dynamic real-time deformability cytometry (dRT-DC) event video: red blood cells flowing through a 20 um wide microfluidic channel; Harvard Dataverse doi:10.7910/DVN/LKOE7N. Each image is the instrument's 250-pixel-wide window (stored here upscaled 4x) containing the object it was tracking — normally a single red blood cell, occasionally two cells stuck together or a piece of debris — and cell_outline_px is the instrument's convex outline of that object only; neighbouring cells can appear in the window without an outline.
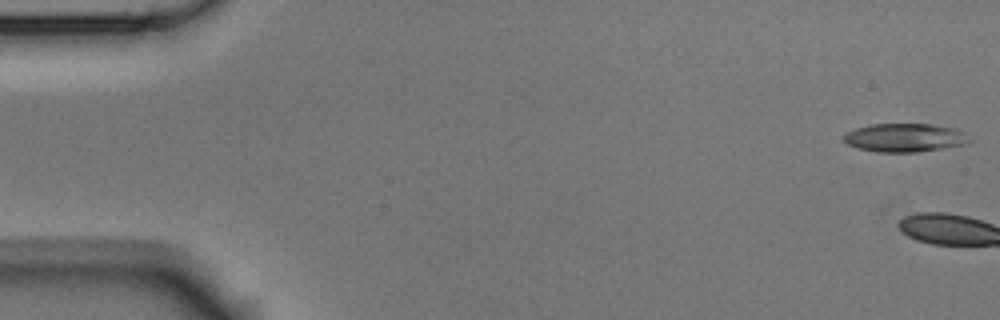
{"species": "Egyptian fruit bat (a non-hibernating species)", "species_latin": "Rousettus aegyptiacus", "temperature_condition": "room temperature", "stored_images_in_passage": 6, "camera_frame_rate_fps": 3000, "um_per_image_px": 0.085, "animal": {"sex": "male"}, "frame": {"image": 1, "passage_image": 1, "time_ms": 0.0, "image_size_px": [1000, 320], "cell_outline_px": [[972, 140], [968, 144], [944, 148], [916, 152], [876, 152], [856, 148], [848, 144], [844, 140], [844, 136], [848, 132], [856, 128], [872, 124], [932, 124], [956, 128], [964, 132]], "centroid_in_image_um": [76.96, 11.7], "position_along_channel_um": 8.0, "area_um2": 20.98}}
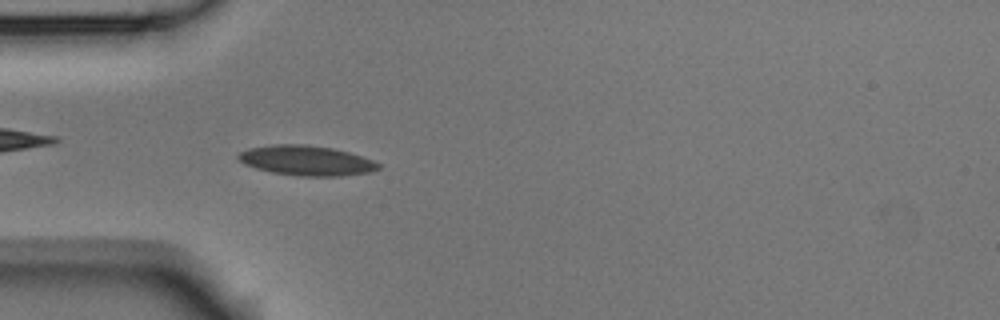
{"frame": {"image": 2, "passage_image": 6, "time_ms": 1.667, "image_size_px": [1000, 320], "cell_outline_px": [[380, 168], [372, 172], [340, 176], [296, 176], [272, 172], [256, 168], [244, 164], [236, 156], [240, 152], [248, 148], [272, 144], [308, 144], [332, 148], [348, 152], [372, 160], [380, 164]], "centroid_in_image_um": [26.03, 13.64], "position_along_channel_um": 59.0, "area_um2": 24.51}}